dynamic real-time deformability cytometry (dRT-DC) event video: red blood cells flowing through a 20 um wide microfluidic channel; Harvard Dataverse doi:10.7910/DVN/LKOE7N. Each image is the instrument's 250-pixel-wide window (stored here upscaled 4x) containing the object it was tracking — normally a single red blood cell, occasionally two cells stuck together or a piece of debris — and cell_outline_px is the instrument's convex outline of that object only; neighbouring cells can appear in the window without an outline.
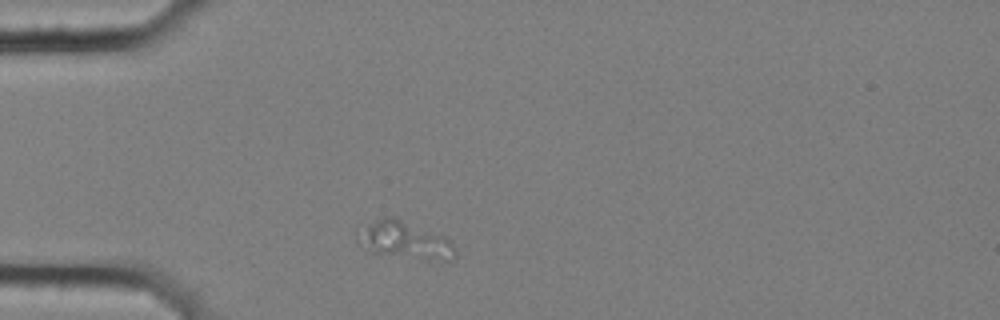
{"species": "common noctule bat (a hibernating species)", "species_latin": "Nyctalus noctula", "temperature_condition": "cold", "stored_images_in_passage": 4, "camera_frame_rate_fps": 3000, "um_per_image_px": 0.085, "animal": {"sex": "female", "body_mass_g": 25.1}, "frame": {"image": 1, "passage_image": 1, "time_ms": 0.0, "image_size_px": [1000, 320], "cell_outline_px": [[456, 256], [452, 260], [444, 260], [372, 252], [364, 236], [364, 232], [368, 224], [384, 216], [392, 216], [444, 236], [456, 248]], "centroid_in_image_um": [34.61, 20.4], "position_along_channel_um": 50.4, "area_um2": 19.36}}